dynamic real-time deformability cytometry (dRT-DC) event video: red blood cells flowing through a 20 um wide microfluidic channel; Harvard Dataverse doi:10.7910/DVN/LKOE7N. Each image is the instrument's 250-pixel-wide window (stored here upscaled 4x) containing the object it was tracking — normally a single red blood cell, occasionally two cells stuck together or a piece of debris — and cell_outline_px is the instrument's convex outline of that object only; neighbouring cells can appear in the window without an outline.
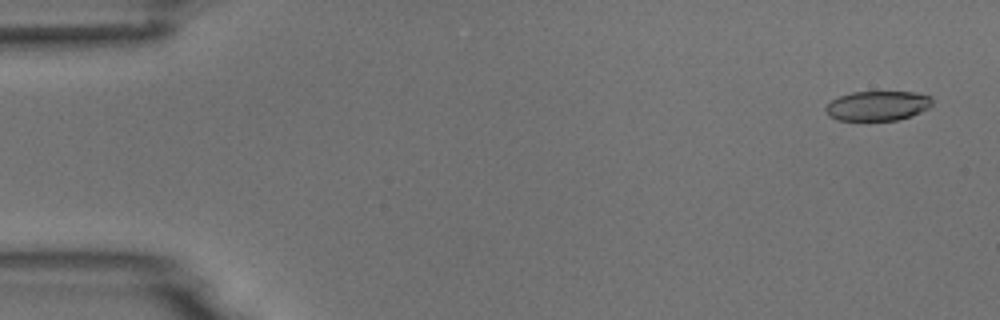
{"species": "common noctule bat (a hibernating species)", "species_latin": "Nyctalus noctula", "temperature_condition": "room temperature", "stored_images_in_passage": 4, "camera_frame_rate_fps": 3000, "um_per_image_px": 0.085, "animal": {"sex": "male", "body_mass_g": 18.8}, "frame": {"image": 1, "passage_image": 1, "time_ms": 0.0, "image_size_px": [1000, 320], "cell_outline_px": [[932, 104], [928, 108], [912, 116], [896, 120], [836, 120], [828, 116], [824, 108], [832, 100], [840, 96], [852, 92], [912, 92], [932, 96]], "centroid_in_image_um": [74.59, 8.99], "position_along_channel_um": 10.4, "area_um2": 18.44}}
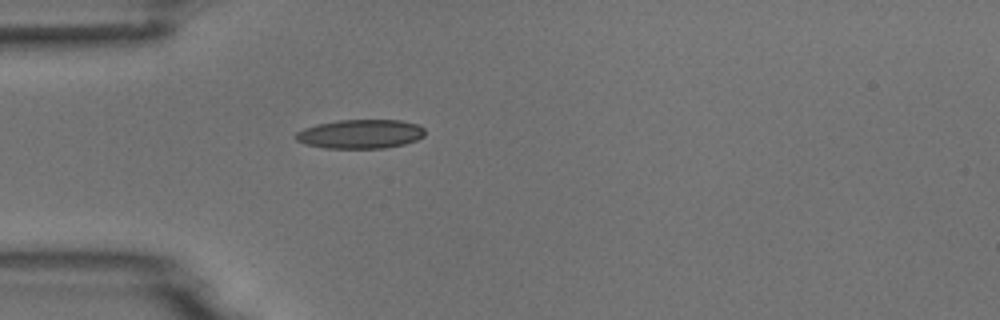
{"frame": {"image": 2, "passage_image": 4, "time_ms": 4.333, "image_size_px": [1000, 320], "cell_outline_px": [[424, 136], [416, 140], [404, 144], [384, 148], [324, 148], [304, 144], [296, 140], [296, 132], [304, 128], [316, 124], [340, 120], [400, 120], [416, 124], [424, 128]], "centroid_in_image_um": [30.62, 11.39], "position_along_channel_um": 54.4, "area_um2": 21.85}}